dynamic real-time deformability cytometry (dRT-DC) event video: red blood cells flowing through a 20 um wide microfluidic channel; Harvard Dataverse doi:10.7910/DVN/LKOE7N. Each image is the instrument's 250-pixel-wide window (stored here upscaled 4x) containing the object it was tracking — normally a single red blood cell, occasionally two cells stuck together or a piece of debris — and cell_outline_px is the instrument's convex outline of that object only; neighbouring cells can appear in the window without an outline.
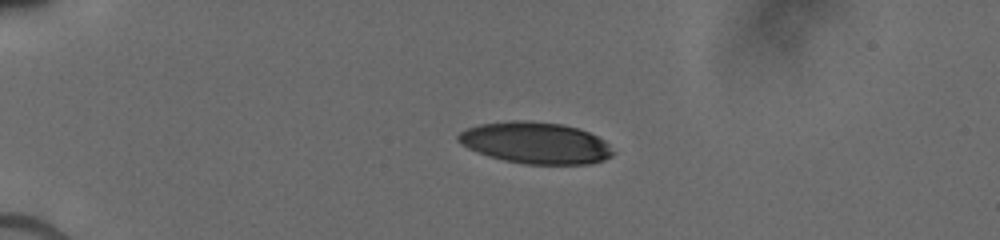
{"species": "human", "species_latin": "Homo sapiens", "temperature_condition": "cold", "stored_images_in_passage": 20, "camera_frame_rate_fps": 3000, "um_per_image_px": 0.085, "donor": {"sex": "male"}, "frame": {"image": 1, "passage_image": 1, "time_ms": 0.0, "image_size_px": [1000, 240], "cell_outline_px": [[616, 152], [612, 156], [604, 160], [592, 164], [524, 164], [504, 160], [488, 156], [476, 152], [460, 144], [456, 140], [456, 136], [460, 132], [468, 128], [480, 124], [512, 120], [528, 120], [564, 124], [580, 128], [604, 140]], "centroid_in_image_um": [45.53, 12.14], "position_along_channel_um": 39.5, "area_um2": 37.86}}
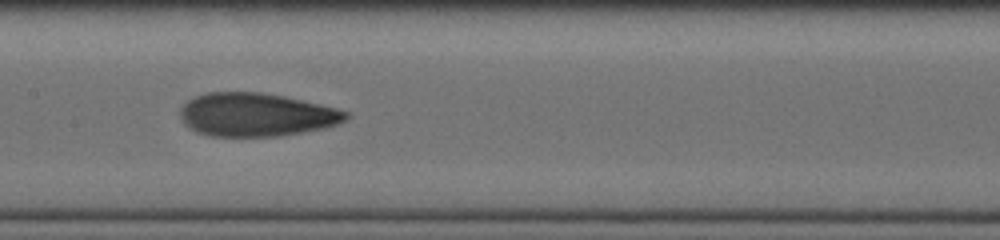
{"frame": {"image": 2, "passage_image": 9, "time_ms": 5.0, "image_size_px": [1000, 240], "cell_outline_px": [[348, 116], [344, 120], [336, 124], [324, 128], [280, 136], [212, 136], [196, 132], [184, 124], [180, 116], [180, 108], [188, 100], [196, 96], [208, 92], [260, 92], [284, 96], [320, 104], [336, 108], [348, 112]], "centroid_in_image_um": [21.75, 9.75], "position_along_channel_um": 185.7, "area_um2": 41.73}}
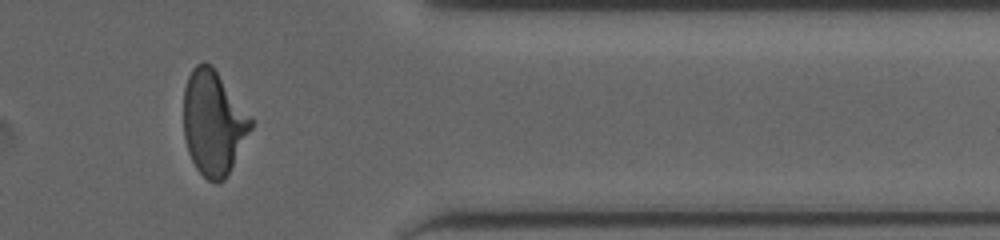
{"frame": {"image": 3, "passage_image": 17, "time_ms": 10.333, "image_size_px": [1000, 240], "cell_outline_px": [[252, 128], [224, 180], [216, 184], [208, 180], [196, 168], [188, 152], [184, 136], [184, 88], [188, 76], [192, 68], [196, 64], [204, 60], [212, 64], [252, 120]], "centroid_in_image_um": [18.11, 10.41], "position_along_channel_um": 393.3, "area_um2": 40.58}}